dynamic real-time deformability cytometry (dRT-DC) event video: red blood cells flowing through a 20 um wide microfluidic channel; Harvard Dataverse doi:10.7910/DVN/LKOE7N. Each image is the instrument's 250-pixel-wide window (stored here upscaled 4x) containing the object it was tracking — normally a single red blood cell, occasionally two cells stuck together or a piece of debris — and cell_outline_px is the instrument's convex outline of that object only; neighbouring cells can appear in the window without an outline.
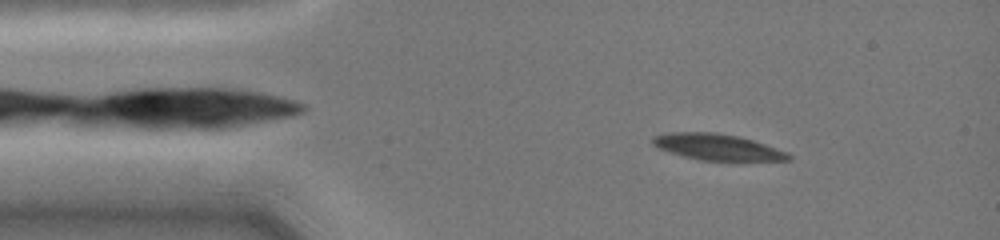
{"species": "common noctule bat (a hibernating species)", "species_latin": "Nyctalus noctula", "temperature_condition": "cold", "stored_images_in_passage": 18, "camera_frame_rate_fps": 3000, "um_per_image_px": 0.085, "animal": {"sex": "female", "body_mass_g": 19.0, "forearm_length_mm": 51.5}, "frame": {"image": 1, "passage_image": 4, "time_ms": 1.667, "image_size_px": [1000, 240], "cell_outline_px": [[792, 160], [700, 160], [668, 152], [652, 144], [652, 136], [668, 132], [716, 132], [740, 136], [788, 152], [792, 156]], "centroid_in_image_um": [60.95, 12.48], "position_along_channel_um": 24.0, "area_um2": 20.63}}
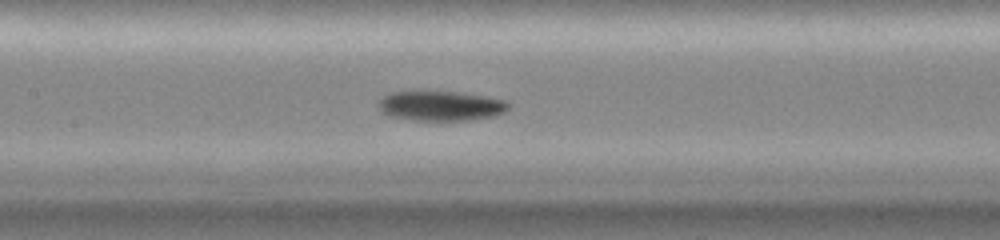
{"frame": {"image": 2, "passage_image": 13, "time_ms": 6.667, "image_size_px": [1000, 240], "cell_outline_px": [[508, 108], [504, 112], [492, 116], [468, 120], [412, 120], [388, 116], [376, 104], [388, 92], [460, 92], [488, 96], [508, 100]], "centroid_in_image_um": [37.47, 8.99], "position_along_channel_um": 169.9, "area_um2": 22.54}}
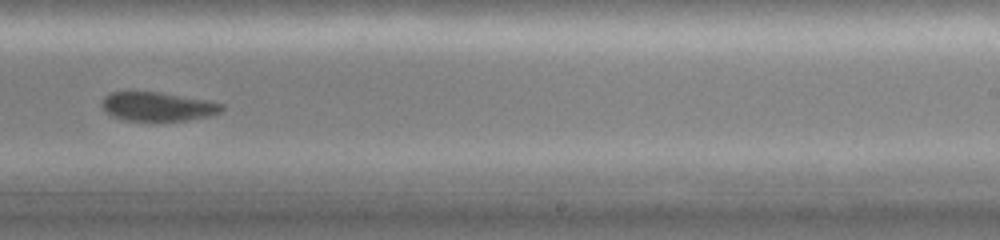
{"frame": {"image": 3, "passage_image": 17, "time_ms": 9.333, "image_size_px": [1000, 240], "cell_outline_px": [[224, 108], [220, 112], [212, 116], [188, 120], [124, 120], [112, 116], [100, 108], [100, 104], [104, 96], [112, 92], [160, 92], [208, 100], [224, 104]], "centroid_in_image_um": [13.4, 9.05], "position_along_channel_um": 275.6, "area_um2": 20.35}}